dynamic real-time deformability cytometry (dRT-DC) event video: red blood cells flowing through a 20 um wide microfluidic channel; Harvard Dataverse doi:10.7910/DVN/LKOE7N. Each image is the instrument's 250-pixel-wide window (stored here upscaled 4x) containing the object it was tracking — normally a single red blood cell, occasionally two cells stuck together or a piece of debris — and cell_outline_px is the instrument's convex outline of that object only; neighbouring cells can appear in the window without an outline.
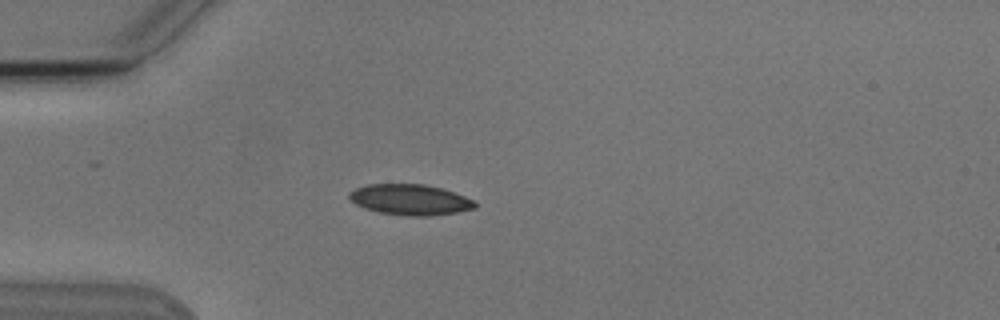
{"species": "Egyptian fruit bat (a non-hibernating species)", "species_latin": "Rousettus aegyptiacus", "temperature_condition": "cold", "stored_images_in_passage": 4, "camera_frame_rate_fps": 3000, "um_per_image_px": 0.085, "animal": {"sex": "male"}, "frame": {"image": 1, "passage_image": 4, "time_ms": 3.333, "image_size_px": [1000, 320], "cell_outline_px": [[476, 208], [456, 212], [432, 216], [408, 216], [380, 212], [364, 208], [356, 204], [348, 196], [348, 192], [356, 188], [368, 184], [424, 184], [440, 188], [476, 200]], "centroid_in_image_um": [34.86, 16.97], "position_along_channel_um": 50.1, "area_um2": 22.43}}